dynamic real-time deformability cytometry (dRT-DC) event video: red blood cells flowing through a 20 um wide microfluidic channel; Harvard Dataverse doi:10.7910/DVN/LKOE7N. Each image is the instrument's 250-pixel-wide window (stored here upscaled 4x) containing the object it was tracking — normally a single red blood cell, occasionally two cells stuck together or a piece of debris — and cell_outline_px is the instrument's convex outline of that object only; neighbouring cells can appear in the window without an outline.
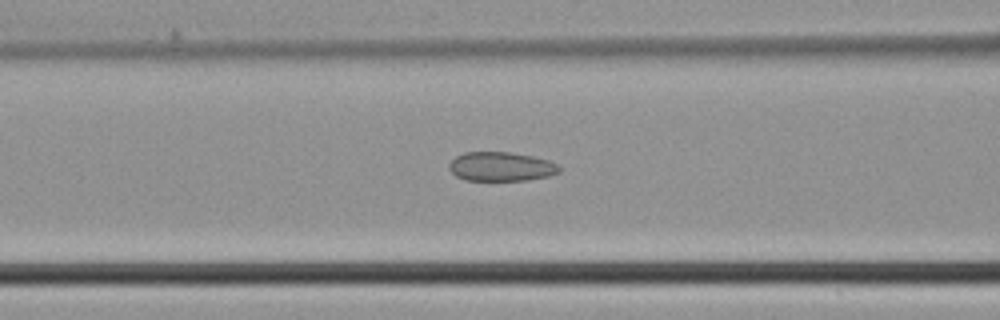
{"species": "common noctule bat (a hibernating species)", "species_latin": "Nyctalus noctula", "temperature_condition": "cold", "stored_images_in_passage": 44, "camera_frame_rate_fps": 3000, "um_per_image_px": 0.085, "animal": {"sex": "male", "body_mass_g": 21.5, "forearm_length_mm": 52.0}, "frame": {"image": 1, "passage_image": 18, "time_ms": 5.667, "image_size_px": [1000, 320], "cell_outline_px": [[560, 172], [548, 176], [528, 180], [464, 180], [456, 176], [448, 168], [448, 164], [456, 156], [464, 152], [508, 152], [532, 156], [548, 160], [556, 164], [560, 168]], "centroid_in_image_um": [42.57, 14.16], "position_along_channel_um": 124.0, "area_um2": 18.67}}
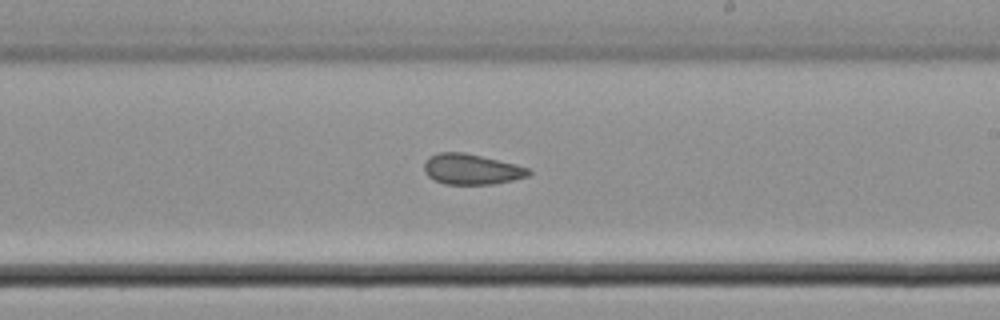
{"frame": {"image": 2, "passage_image": 26, "time_ms": 8.333, "image_size_px": [1000, 320], "cell_outline_px": [[532, 172], [528, 176], [512, 180], [492, 184], [444, 184], [428, 176], [424, 172], [424, 164], [428, 156], [440, 152], [464, 152], [516, 164], [528, 168]], "centroid_in_image_um": [40.06, 14.38], "position_along_channel_um": 248.9, "area_um2": 18.55}}
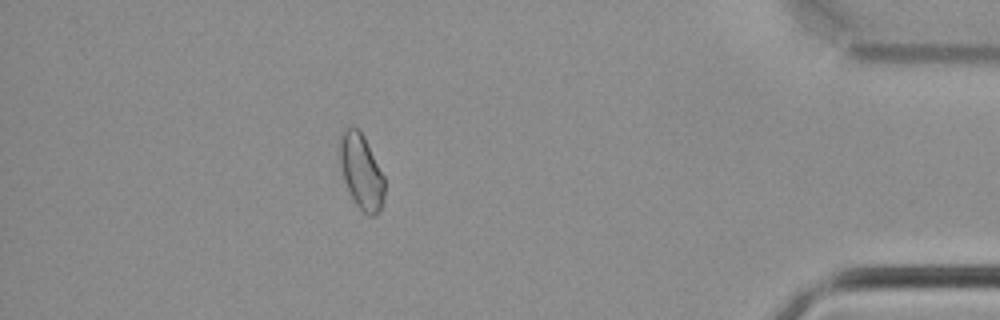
{"frame": {"image": 3, "passage_image": 39, "time_ms": 12.667, "image_size_px": [1000, 320], "cell_outline_px": [[384, 196], [380, 212], [376, 216], [368, 216], [356, 204], [344, 180], [340, 164], [340, 132], [344, 128], [360, 128], [384, 176]], "centroid_in_image_um": [30.72, 14.58], "position_along_channel_um": 404.5, "area_um2": 19.48}}